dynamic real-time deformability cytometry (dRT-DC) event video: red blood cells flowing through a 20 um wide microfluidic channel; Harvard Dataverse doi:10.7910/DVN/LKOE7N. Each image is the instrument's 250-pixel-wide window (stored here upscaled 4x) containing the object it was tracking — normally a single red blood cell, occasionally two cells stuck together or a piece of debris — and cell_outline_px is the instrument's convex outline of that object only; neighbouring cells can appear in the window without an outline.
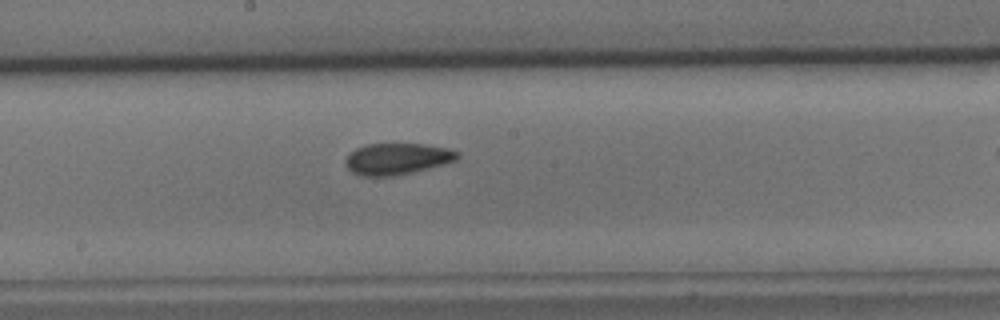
{"species": "common noctule bat (a hibernating species)", "species_latin": "Nyctalus noctula", "temperature_condition": "cold", "stored_images_in_passage": 40, "camera_frame_rate_fps": 3000, "um_per_image_px": 0.085, "animal": {"sex": "male", "body_mass_g": 15.6}, "frame": {"image": 1, "passage_image": 24, "time_ms": 7.667, "image_size_px": [1000, 320], "cell_outline_px": [[460, 156], [456, 160], [428, 168], [396, 176], [360, 176], [352, 172], [344, 164], [344, 160], [348, 152], [364, 144], [424, 144], [448, 148], [460, 152]], "centroid_in_image_um": [33.71, 13.5], "position_along_channel_um": 214.5, "area_um2": 20.69}}
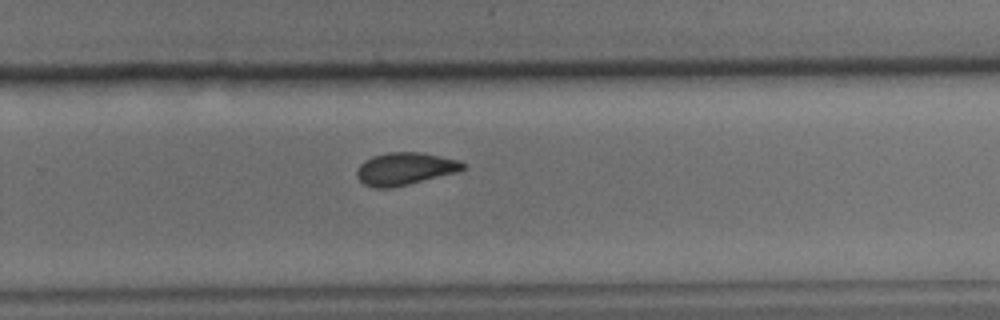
{"frame": {"image": 2, "passage_image": 31, "time_ms": 10.0, "image_size_px": [1000, 320], "cell_outline_px": [[468, 168], [460, 172], [392, 188], [372, 188], [364, 184], [356, 176], [356, 172], [360, 164], [364, 160], [372, 156], [388, 152], [420, 152], [460, 160]], "centroid_in_image_um": [34.45, 14.35], "position_along_channel_um": 295.4, "area_um2": 20.4}}
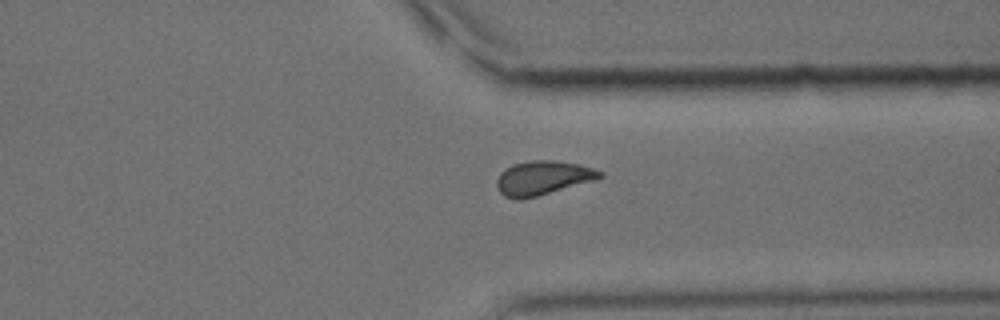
{"frame": {"image": 3, "passage_image": 37, "time_ms": 12.0, "image_size_px": [1000, 320], "cell_outline_px": [[604, 176], [596, 180], [536, 196], [520, 200], [504, 196], [500, 192], [496, 184], [496, 180], [500, 172], [504, 168], [512, 164], [532, 160], [556, 160], [580, 164], [604, 172]], "centroid_in_image_um": [46.14, 15.11], "position_along_channel_um": 365.3, "area_um2": 20.63}}